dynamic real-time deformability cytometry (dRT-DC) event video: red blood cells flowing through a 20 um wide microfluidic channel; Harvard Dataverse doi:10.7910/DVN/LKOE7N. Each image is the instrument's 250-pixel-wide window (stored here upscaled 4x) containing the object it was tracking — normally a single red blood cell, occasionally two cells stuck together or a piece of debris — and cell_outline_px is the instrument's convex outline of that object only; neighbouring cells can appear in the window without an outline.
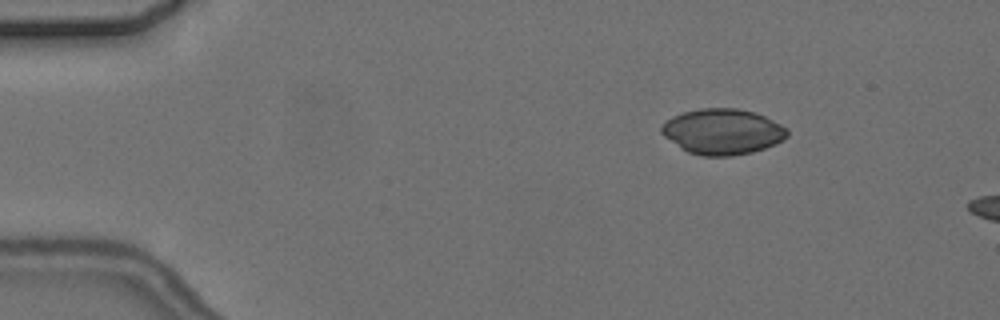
{"species": "common noctule bat (a hibernating species)", "species_latin": "Nyctalus noctula", "temperature_condition": "cold", "stored_images_in_passage": 4, "camera_frame_rate_fps": 3000, "um_per_image_px": 0.085, "animal": {"sex": "female", "body_mass_g": 24.6, "forearm_length_mm": 56.2}, "frame": {"image": 1, "passage_image": 2, "time_ms": 1.333, "image_size_px": [1000, 320], "cell_outline_px": [[788, 136], [784, 140], [776, 144], [752, 152], [732, 156], [700, 156], [688, 152], [680, 148], [664, 136], [660, 132], [660, 128], [672, 116], [684, 112], [700, 108], [736, 108], [756, 112], [788, 128]], "centroid_in_image_um": [61.43, 11.19], "position_along_channel_um": 23.6, "area_um2": 33.58}}